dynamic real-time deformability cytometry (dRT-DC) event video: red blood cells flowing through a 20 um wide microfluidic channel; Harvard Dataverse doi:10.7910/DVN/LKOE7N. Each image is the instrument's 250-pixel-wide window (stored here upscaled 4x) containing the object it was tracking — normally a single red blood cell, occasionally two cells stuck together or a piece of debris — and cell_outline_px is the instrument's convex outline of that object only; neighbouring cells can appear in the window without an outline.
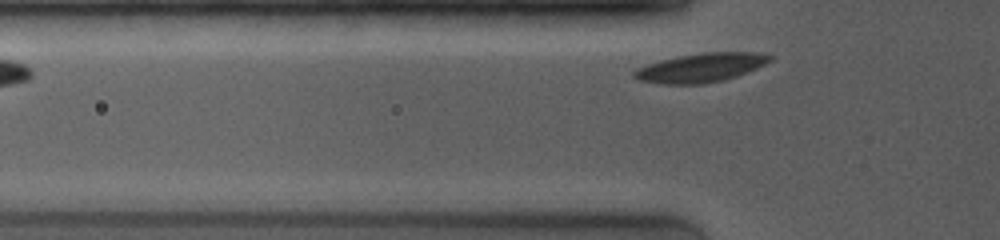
{"species": "common noctule bat (a hibernating species)", "species_latin": "Nyctalus noctula", "temperature_condition": "room temperature", "stored_images_in_passage": 3, "segment_of_instrument_passage": [2, 2], "camera_frame_rate_fps": 4000, "um_per_image_px": 0.085, "animal": {"sex": "female", "body_mass_g": 19.0, "forearm_length_mm": 53.3}, "frame": {"image": 1, "passage_image": 3, "time_ms": 1.75, "image_size_px": [1000, 240], "cell_outline_px": [[772, 60], [756, 68], [736, 76], [724, 80], [704, 84], [660, 84], [640, 80], [632, 76], [632, 72], [636, 68], [660, 60], [676, 56], [704, 52], [752, 52], [772, 56]], "centroid_in_image_um": [59.52, 5.75], "position_along_channel_um": 66.3, "area_um2": 22.89}}